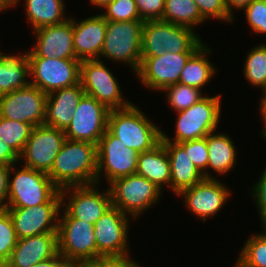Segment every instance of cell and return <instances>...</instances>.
<instances>
[{
	"label": "cell",
	"mask_w": 266,
	"mask_h": 267,
	"mask_svg": "<svg viewBox=\"0 0 266 267\" xmlns=\"http://www.w3.org/2000/svg\"><path fill=\"white\" fill-rule=\"evenodd\" d=\"M47 175L59 189L97 183V145L66 139Z\"/></svg>",
	"instance_id": "1"
},
{
	"label": "cell",
	"mask_w": 266,
	"mask_h": 267,
	"mask_svg": "<svg viewBox=\"0 0 266 267\" xmlns=\"http://www.w3.org/2000/svg\"><path fill=\"white\" fill-rule=\"evenodd\" d=\"M107 130L127 148L139 153L152 150L162 140V130L133 103L123 109L110 110Z\"/></svg>",
	"instance_id": "2"
},
{
	"label": "cell",
	"mask_w": 266,
	"mask_h": 267,
	"mask_svg": "<svg viewBox=\"0 0 266 267\" xmlns=\"http://www.w3.org/2000/svg\"><path fill=\"white\" fill-rule=\"evenodd\" d=\"M195 32L163 20L144 21L141 57H158L165 52L195 53L204 43Z\"/></svg>",
	"instance_id": "3"
},
{
	"label": "cell",
	"mask_w": 266,
	"mask_h": 267,
	"mask_svg": "<svg viewBox=\"0 0 266 267\" xmlns=\"http://www.w3.org/2000/svg\"><path fill=\"white\" fill-rule=\"evenodd\" d=\"M143 20L107 21L101 57L125 62L137 73L141 66Z\"/></svg>",
	"instance_id": "4"
},
{
	"label": "cell",
	"mask_w": 266,
	"mask_h": 267,
	"mask_svg": "<svg viewBox=\"0 0 266 267\" xmlns=\"http://www.w3.org/2000/svg\"><path fill=\"white\" fill-rule=\"evenodd\" d=\"M221 95L204 96L187 109L178 111L176 120V134L174 139H169L162 132L161 142L181 143L206 137L216 131L221 114Z\"/></svg>",
	"instance_id": "5"
},
{
	"label": "cell",
	"mask_w": 266,
	"mask_h": 267,
	"mask_svg": "<svg viewBox=\"0 0 266 267\" xmlns=\"http://www.w3.org/2000/svg\"><path fill=\"white\" fill-rule=\"evenodd\" d=\"M11 170L15 174L12 179ZM59 190L47 173L23 165L21 169L16 170L12 164L6 208H24L44 204Z\"/></svg>",
	"instance_id": "6"
},
{
	"label": "cell",
	"mask_w": 266,
	"mask_h": 267,
	"mask_svg": "<svg viewBox=\"0 0 266 267\" xmlns=\"http://www.w3.org/2000/svg\"><path fill=\"white\" fill-rule=\"evenodd\" d=\"M109 184L112 206L133 218L153 206L159 200L162 191L153 182L137 173L117 178Z\"/></svg>",
	"instance_id": "7"
},
{
	"label": "cell",
	"mask_w": 266,
	"mask_h": 267,
	"mask_svg": "<svg viewBox=\"0 0 266 267\" xmlns=\"http://www.w3.org/2000/svg\"><path fill=\"white\" fill-rule=\"evenodd\" d=\"M27 56L30 84L45 94L80 83V60L38 57L32 50Z\"/></svg>",
	"instance_id": "8"
},
{
	"label": "cell",
	"mask_w": 266,
	"mask_h": 267,
	"mask_svg": "<svg viewBox=\"0 0 266 267\" xmlns=\"http://www.w3.org/2000/svg\"><path fill=\"white\" fill-rule=\"evenodd\" d=\"M63 212L57 229L58 253L67 261L96 259L94 224L73 218L66 210Z\"/></svg>",
	"instance_id": "9"
},
{
	"label": "cell",
	"mask_w": 266,
	"mask_h": 267,
	"mask_svg": "<svg viewBox=\"0 0 266 267\" xmlns=\"http://www.w3.org/2000/svg\"><path fill=\"white\" fill-rule=\"evenodd\" d=\"M80 83L85 94L96 98L110 110L132 104L123 98L117 79L99 59L81 61Z\"/></svg>",
	"instance_id": "10"
},
{
	"label": "cell",
	"mask_w": 266,
	"mask_h": 267,
	"mask_svg": "<svg viewBox=\"0 0 266 267\" xmlns=\"http://www.w3.org/2000/svg\"><path fill=\"white\" fill-rule=\"evenodd\" d=\"M60 190L46 203L33 207L5 208L14 224L18 239L57 232L61 210Z\"/></svg>",
	"instance_id": "11"
},
{
	"label": "cell",
	"mask_w": 266,
	"mask_h": 267,
	"mask_svg": "<svg viewBox=\"0 0 266 267\" xmlns=\"http://www.w3.org/2000/svg\"><path fill=\"white\" fill-rule=\"evenodd\" d=\"M75 109L71 123L64 131L66 139L97 145L107 130L110 109L87 94L82 96Z\"/></svg>",
	"instance_id": "12"
},
{
	"label": "cell",
	"mask_w": 266,
	"mask_h": 267,
	"mask_svg": "<svg viewBox=\"0 0 266 267\" xmlns=\"http://www.w3.org/2000/svg\"><path fill=\"white\" fill-rule=\"evenodd\" d=\"M138 156L139 152L127 148L121 140L106 130L97 144V184L103 174H106L108 183L135 174Z\"/></svg>",
	"instance_id": "13"
},
{
	"label": "cell",
	"mask_w": 266,
	"mask_h": 267,
	"mask_svg": "<svg viewBox=\"0 0 266 267\" xmlns=\"http://www.w3.org/2000/svg\"><path fill=\"white\" fill-rule=\"evenodd\" d=\"M47 94L29 84L0 97V117L36 127L45 120Z\"/></svg>",
	"instance_id": "14"
},
{
	"label": "cell",
	"mask_w": 266,
	"mask_h": 267,
	"mask_svg": "<svg viewBox=\"0 0 266 267\" xmlns=\"http://www.w3.org/2000/svg\"><path fill=\"white\" fill-rule=\"evenodd\" d=\"M65 140L63 130L38 125L32 129L20 159L25 160L24 166L48 174Z\"/></svg>",
	"instance_id": "15"
},
{
	"label": "cell",
	"mask_w": 266,
	"mask_h": 267,
	"mask_svg": "<svg viewBox=\"0 0 266 267\" xmlns=\"http://www.w3.org/2000/svg\"><path fill=\"white\" fill-rule=\"evenodd\" d=\"M128 219L120 209L110 207L94 224L97 258L128 255Z\"/></svg>",
	"instance_id": "16"
},
{
	"label": "cell",
	"mask_w": 266,
	"mask_h": 267,
	"mask_svg": "<svg viewBox=\"0 0 266 267\" xmlns=\"http://www.w3.org/2000/svg\"><path fill=\"white\" fill-rule=\"evenodd\" d=\"M96 185L98 184L69 186L60 189L62 205H65L64 209L73 218L95 224L112 207L109 188L103 193L98 191L97 188L95 189ZM67 192H70V194L67 195ZM69 195L70 198L68 199ZM65 198L68 199L67 203L64 202Z\"/></svg>",
	"instance_id": "17"
},
{
	"label": "cell",
	"mask_w": 266,
	"mask_h": 267,
	"mask_svg": "<svg viewBox=\"0 0 266 267\" xmlns=\"http://www.w3.org/2000/svg\"><path fill=\"white\" fill-rule=\"evenodd\" d=\"M193 54L167 51L158 57H141V66L136 74L146 88L163 91L178 83L182 69Z\"/></svg>",
	"instance_id": "18"
},
{
	"label": "cell",
	"mask_w": 266,
	"mask_h": 267,
	"mask_svg": "<svg viewBox=\"0 0 266 267\" xmlns=\"http://www.w3.org/2000/svg\"><path fill=\"white\" fill-rule=\"evenodd\" d=\"M227 186L217 178H204L190 188L183 190L178 196H183L189 211L197 218L213 217L221 210L231 195ZM227 200V201H226Z\"/></svg>",
	"instance_id": "19"
},
{
	"label": "cell",
	"mask_w": 266,
	"mask_h": 267,
	"mask_svg": "<svg viewBox=\"0 0 266 267\" xmlns=\"http://www.w3.org/2000/svg\"><path fill=\"white\" fill-rule=\"evenodd\" d=\"M37 37L32 51L43 58L76 59L73 47V18L34 30Z\"/></svg>",
	"instance_id": "20"
},
{
	"label": "cell",
	"mask_w": 266,
	"mask_h": 267,
	"mask_svg": "<svg viewBox=\"0 0 266 267\" xmlns=\"http://www.w3.org/2000/svg\"><path fill=\"white\" fill-rule=\"evenodd\" d=\"M73 20V47L76 59H99L106 35L107 20L97 14L77 22Z\"/></svg>",
	"instance_id": "21"
},
{
	"label": "cell",
	"mask_w": 266,
	"mask_h": 267,
	"mask_svg": "<svg viewBox=\"0 0 266 267\" xmlns=\"http://www.w3.org/2000/svg\"><path fill=\"white\" fill-rule=\"evenodd\" d=\"M58 253L57 232L18 239L4 267H31Z\"/></svg>",
	"instance_id": "22"
},
{
	"label": "cell",
	"mask_w": 266,
	"mask_h": 267,
	"mask_svg": "<svg viewBox=\"0 0 266 267\" xmlns=\"http://www.w3.org/2000/svg\"><path fill=\"white\" fill-rule=\"evenodd\" d=\"M84 94L81 83L47 94L44 124L65 131Z\"/></svg>",
	"instance_id": "23"
},
{
	"label": "cell",
	"mask_w": 266,
	"mask_h": 267,
	"mask_svg": "<svg viewBox=\"0 0 266 267\" xmlns=\"http://www.w3.org/2000/svg\"><path fill=\"white\" fill-rule=\"evenodd\" d=\"M165 145L170 161V189L179 195L183 190L192 187L204 179L203 174L195 167L184 149L177 143L162 142Z\"/></svg>",
	"instance_id": "24"
},
{
	"label": "cell",
	"mask_w": 266,
	"mask_h": 267,
	"mask_svg": "<svg viewBox=\"0 0 266 267\" xmlns=\"http://www.w3.org/2000/svg\"><path fill=\"white\" fill-rule=\"evenodd\" d=\"M136 173L153 182L161 190L164 184L170 186V161L162 142L150 151L139 153Z\"/></svg>",
	"instance_id": "25"
},
{
	"label": "cell",
	"mask_w": 266,
	"mask_h": 267,
	"mask_svg": "<svg viewBox=\"0 0 266 267\" xmlns=\"http://www.w3.org/2000/svg\"><path fill=\"white\" fill-rule=\"evenodd\" d=\"M29 76L27 53L17 56L0 53V93L2 95L27 87L30 84Z\"/></svg>",
	"instance_id": "26"
},
{
	"label": "cell",
	"mask_w": 266,
	"mask_h": 267,
	"mask_svg": "<svg viewBox=\"0 0 266 267\" xmlns=\"http://www.w3.org/2000/svg\"><path fill=\"white\" fill-rule=\"evenodd\" d=\"M206 143L209 153L208 167L217 174H226L231 171L236 163V149L234 142L228 135L209 133L206 136Z\"/></svg>",
	"instance_id": "27"
},
{
	"label": "cell",
	"mask_w": 266,
	"mask_h": 267,
	"mask_svg": "<svg viewBox=\"0 0 266 267\" xmlns=\"http://www.w3.org/2000/svg\"><path fill=\"white\" fill-rule=\"evenodd\" d=\"M213 53L203 44L186 62L178 83L202 89L215 74V68L208 60V54Z\"/></svg>",
	"instance_id": "28"
},
{
	"label": "cell",
	"mask_w": 266,
	"mask_h": 267,
	"mask_svg": "<svg viewBox=\"0 0 266 267\" xmlns=\"http://www.w3.org/2000/svg\"><path fill=\"white\" fill-rule=\"evenodd\" d=\"M27 19L34 30L65 22L64 0H25Z\"/></svg>",
	"instance_id": "29"
},
{
	"label": "cell",
	"mask_w": 266,
	"mask_h": 267,
	"mask_svg": "<svg viewBox=\"0 0 266 267\" xmlns=\"http://www.w3.org/2000/svg\"><path fill=\"white\" fill-rule=\"evenodd\" d=\"M162 20L190 29L206 20L193 0H166Z\"/></svg>",
	"instance_id": "30"
},
{
	"label": "cell",
	"mask_w": 266,
	"mask_h": 267,
	"mask_svg": "<svg viewBox=\"0 0 266 267\" xmlns=\"http://www.w3.org/2000/svg\"><path fill=\"white\" fill-rule=\"evenodd\" d=\"M244 77L255 86L266 88V43L255 46L246 57Z\"/></svg>",
	"instance_id": "31"
},
{
	"label": "cell",
	"mask_w": 266,
	"mask_h": 267,
	"mask_svg": "<svg viewBox=\"0 0 266 267\" xmlns=\"http://www.w3.org/2000/svg\"><path fill=\"white\" fill-rule=\"evenodd\" d=\"M260 234L246 240L237 262L241 267H266V225Z\"/></svg>",
	"instance_id": "32"
},
{
	"label": "cell",
	"mask_w": 266,
	"mask_h": 267,
	"mask_svg": "<svg viewBox=\"0 0 266 267\" xmlns=\"http://www.w3.org/2000/svg\"><path fill=\"white\" fill-rule=\"evenodd\" d=\"M33 128L30 124L0 117V140L21 155Z\"/></svg>",
	"instance_id": "33"
},
{
	"label": "cell",
	"mask_w": 266,
	"mask_h": 267,
	"mask_svg": "<svg viewBox=\"0 0 266 267\" xmlns=\"http://www.w3.org/2000/svg\"><path fill=\"white\" fill-rule=\"evenodd\" d=\"M163 91H166L168 104L175 112L189 108L204 97L200 89L181 83L168 86Z\"/></svg>",
	"instance_id": "34"
},
{
	"label": "cell",
	"mask_w": 266,
	"mask_h": 267,
	"mask_svg": "<svg viewBox=\"0 0 266 267\" xmlns=\"http://www.w3.org/2000/svg\"><path fill=\"white\" fill-rule=\"evenodd\" d=\"M17 241L18 238L9 212L6 209H0V267H4L10 259Z\"/></svg>",
	"instance_id": "35"
},
{
	"label": "cell",
	"mask_w": 266,
	"mask_h": 267,
	"mask_svg": "<svg viewBox=\"0 0 266 267\" xmlns=\"http://www.w3.org/2000/svg\"><path fill=\"white\" fill-rule=\"evenodd\" d=\"M194 163L195 167L203 174L204 178H214L211 172L208 173L209 153L206 137L196 140H189L178 143ZM211 173V174H210Z\"/></svg>",
	"instance_id": "36"
},
{
	"label": "cell",
	"mask_w": 266,
	"mask_h": 267,
	"mask_svg": "<svg viewBox=\"0 0 266 267\" xmlns=\"http://www.w3.org/2000/svg\"><path fill=\"white\" fill-rule=\"evenodd\" d=\"M100 13L107 21H133L141 20L135 0H114Z\"/></svg>",
	"instance_id": "37"
},
{
	"label": "cell",
	"mask_w": 266,
	"mask_h": 267,
	"mask_svg": "<svg viewBox=\"0 0 266 267\" xmlns=\"http://www.w3.org/2000/svg\"><path fill=\"white\" fill-rule=\"evenodd\" d=\"M243 10L254 33L266 34V0H253Z\"/></svg>",
	"instance_id": "38"
},
{
	"label": "cell",
	"mask_w": 266,
	"mask_h": 267,
	"mask_svg": "<svg viewBox=\"0 0 266 267\" xmlns=\"http://www.w3.org/2000/svg\"><path fill=\"white\" fill-rule=\"evenodd\" d=\"M198 6L201 15L206 19H219L225 22H232V17L227 10L224 0H193Z\"/></svg>",
	"instance_id": "39"
},
{
	"label": "cell",
	"mask_w": 266,
	"mask_h": 267,
	"mask_svg": "<svg viewBox=\"0 0 266 267\" xmlns=\"http://www.w3.org/2000/svg\"><path fill=\"white\" fill-rule=\"evenodd\" d=\"M166 0H135L140 19L162 20Z\"/></svg>",
	"instance_id": "40"
},
{
	"label": "cell",
	"mask_w": 266,
	"mask_h": 267,
	"mask_svg": "<svg viewBox=\"0 0 266 267\" xmlns=\"http://www.w3.org/2000/svg\"><path fill=\"white\" fill-rule=\"evenodd\" d=\"M260 179L255 183L253 189V198L256 200L260 221L266 225V167L262 172Z\"/></svg>",
	"instance_id": "41"
},
{
	"label": "cell",
	"mask_w": 266,
	"mask_h": 267,
	"mask_svg": "<svg viewBox=\"0 0 266 267\" xmlns=\"http://www.w3.org/2000/svg\"><path fill=\"white\" fill-rule=\"evenodd\" d=\"M130 254L125 256L101 257L102 267H141L137 262L131 260ZM130 258V259H129Z\"/></svg>",
	"instance_id": "42"
},
{
	"label": "cell",
	"mask_w": 266,
	"mask_h": 267,
	"mask_svg": "<svg viewBox=\"0 0 266 267\" xmlns=\"http://www.w3.org/2000/svg\"><path fill=\"white\" fill-rule=\"evenodd\" d=\"M10 168L11 166L0 164V209L7 206Z\"/></svg>",
	"instance_id": "43"
},
{
	"label": "cell",
	"mask_w": 266,
	"mask_h": 267,
	"mask_svg": "<svg viewBox=\"0 0 266 267\" xmlns=\"http://www.w3.org/2000/svg\"><path fill=\"white\" fill-rule=\"evenodd\" d=\"M20 160V155L3 140H0V164L11 166Z\"/></svg>",
	"instance_id": "44"
},
{
	"label": "cell",
	"mask_w": 266,
	"mask_h": 267,
	"mask_svg": "<svg viewBox=\"0 0 266 267\" xmlns=\"http://www.w3.org/2000/svg\"><path fill=\"white\" fill-rule=\"evenodd\" d=\"M67 260L59 253L45 261L34 264L31 267H61Z\"/></svg>",
	"instance_id": "45"
},
{
	"label": "cell",
	"mask_w": 266,
	"mask_h": 267,
	"mask_svg": "<svg viewBox=\"0 0 266 267\" xmlns=\"http://www.w3.org/2000/svg\"><path fill=\"white\" fill-rule=\"evenodd\" d=\"M253 0H224L227 10L229 11L230 15L233 17V10H243L247 7Z\"/></svg>",
	"instance_id": "46"
},
{
	"label": "cell",
	"mask_w": 266,
	"mask_h": 267,
	"mask_svg": "<svg viewBox=\"0 0 266 267\" xmlns=\"http://www.w3.org/2000/svg\"><path fill=\"white\" fill-rule=\"evenodd\" d=\"M80 267H102L101 257H98L96 259L81 260Z\"/></svg>",
	"instance_id": "47"
},
{
	"label": "cell",
	"mask_w": 266,
	"mask_h": 267,
	"mask_svg": "<svg viewBox=\"0 0 266 267\" xmlns=\"http://www.w3.org/2000/svg\"><path fill=\"white\" fill-rule=\"evenodd\" d=\"M260 113L262 114V119L264 122V131L261 132V135H263L264 139H266V100H261L260 102Z\"/></svg>",
	"instance_id": "48"
},
{
	"label": "cell",
	"mask_w": 266,
	"mask_h": 267,
	"mask_svg": "<svg viewBox=\"0 0 266 267\" xmlns=\"http://www.w3.org/2000/svg\"><path fill=\"white\" fill-rule=\"evenodd\" d=\"M20 0H0V12L8 9L9 7L16 6Z\"/></svg>",
	"instance_id": "49"
},
{
	"label": "cell",
	"mask_w": 266,
	"mask_h": 267,
	"mask_svg": "<svg viewBox=\"0 0 266 267\" xmlns=\"http://www.w3.org/2000/svg\"><path fill=\"white\" fill-rule=\"evenodd\" d=\"M91 4L95 5L96 7L105 8L109 3L114 0H89Z\"/></svg>",
	"instance_id": "50"
},
{
	"label": "cell",
	"mask_w": 266,
	"mask_h": 267,
	"mask_svg": "<svg viewBox=\"0 0 266 267\" xmlns=\"http://www.w3.org/2000/svg\"><path fill=\"white\" fill-rule=\"evenodd\" d=\"M61 267H80V261H66Z\"/></svg>",
	"instance_id": "51"
},
{
	"label": "cell",
	"mask_w": 266,
	"mask_h": 267,
	"mask_svg": "<svg viewBox=\"0 0 266 267\" xmlns=\"http://www.w3.org/2000/svg\"><path fill=\"white\" fill-rule=\"evenodd\" d=\"M263 97L261 98L262 100H266V88L263 90Z\"/></svg>",
	"instance_id": "52"
},
{
	"label": "cell",
	"mask_w": 266,
	"mask_h": 267,
	"mask_svg": "<svg viewBox=\"0 0 266 267\" xmlns=\"http://www.w3.org/2000/svg\"><path fill=\"white\" fill-rule=\"evenodd\" d=\"M236 265V267H241V265L237 262V263H235Z\"/></svg>",
	"instance_id": "53"
}]
</instances>
